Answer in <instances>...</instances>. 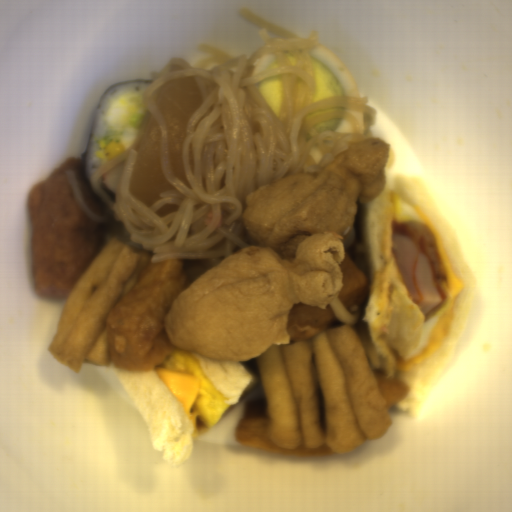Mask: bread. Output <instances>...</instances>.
Returning a JSON list of instances; mask_svg holds the SVG:
<instances>
[{
  "label": "bread",
  "mask_w": 512,
  "mask_h": 512,
  "mask_svg": "<svg viewBox=\"0 0 512 512\" xmlns=\"http://www.w3.org/2000/svg\"><path fill=\"white\" fill-rule=\"evenodd\" d=\"M383 171L384 189L368 205L364 244L369 296L358 337L376 374L395 377L408 384V394L395 405L417 417L451 361L476 308L475 272L455 227L429 187L398 173L395 155L390 149ZM393 193L412 207L420 208L436 224L463 284L444 341L412 370L397 369L398 354L388 340L391 300L399 275L391 239V221H395Z\"/></svg>",
  "instance_id": "1"
},
{
  "label": "bread",
  "mask_w": 512,
  "mask_h": 512,
  "mask_svg": "<svg viewBox=\"0 0 512 512\" xmlns=\"http://www.w3.org/2000/svg\"><path fill=\"white\" fill-rule=\"evenodd\" d=\"M138 407L159 459L172 466L187 460L192 452V422L155 370L123 371L110 363Z\"/></svg>",
  "instance_id": "2"
},
{
  "label": "bread",
  "mask_w": 512,
  "mask_h": 512,
  "mask_svg": "<svg viewBox=\"0 0 512 512\" xmlns=\"http://www.w3.org/2000/svg\"><path fill=\"white\" fill-rule=\"evenodd\" d=\"M192 354L232 406H238L257 386L256 376L242 360L217 361L195 352Z\"/></svg>",
  "instance_id": "3"
}]
</instances>
